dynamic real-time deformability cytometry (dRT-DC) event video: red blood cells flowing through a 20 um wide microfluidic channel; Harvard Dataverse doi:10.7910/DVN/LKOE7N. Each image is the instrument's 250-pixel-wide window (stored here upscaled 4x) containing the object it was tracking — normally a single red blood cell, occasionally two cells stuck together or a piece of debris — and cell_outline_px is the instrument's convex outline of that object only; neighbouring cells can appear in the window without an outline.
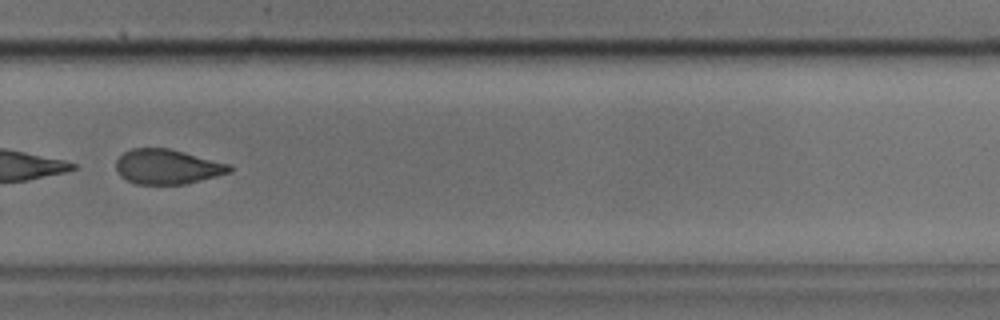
{"species": "common noctule bat (a hibernating species)", "species_latin": "Nyctalus noctula", "temperature_condition": "cold", "stored_images_in_passage": 30, "camera_frame_rate_fps": 3000, "um_per_image_px": 0.085, "animal": {"sex": "male", "body_mass_g": 17.9, "forearm_length_mm": 54.2}, "frame": {"image": 1, "passage_image": 28, "time_ms": 9.0, "image_size_px": [1000, 320], "cell_outline_px": [[232, 172], [184, 184], [136, 184], [120, 176], [116, 168], [116, 160], [124, 152], [132, 148], [168, 148], [232, 164]], "centroid_in_image_um": [14.23, 14.16], "position_along_channel_um": 315.6, "area_um2": 23.0}}